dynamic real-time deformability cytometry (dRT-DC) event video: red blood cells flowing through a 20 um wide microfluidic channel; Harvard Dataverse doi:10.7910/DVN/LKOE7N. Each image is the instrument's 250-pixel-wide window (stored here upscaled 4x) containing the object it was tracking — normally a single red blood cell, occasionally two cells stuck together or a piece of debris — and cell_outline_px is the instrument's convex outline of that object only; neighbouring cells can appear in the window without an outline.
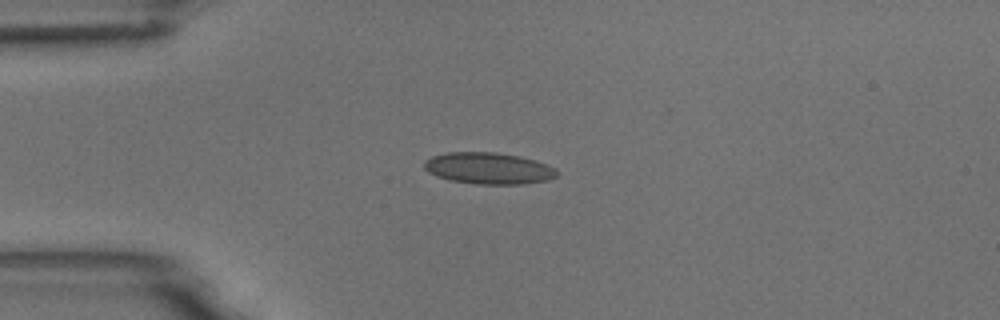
{"species": "common noctule bat (a hibernating species)", "species_latin": "Nyctalus noctula", "temperature_condition": "room temperature", "stored_images_in_passage": 4, "camera_frame_rate_fps": 3000, "um_per_image_px": 0.085, "animal": {"sex": "male", "body_mass_g": 18.8}, "frame": {"image": 1, "passage_image": 3, "time_ms": 0.667, "image_size_px": [1000, 320], "cell_outline_px": [[560, 172], [556, 176], [548, 180], [524, 184], [476, 184], [452, 180], [436, 176], [428, 172], [424, 168], [424, 160], [432, 156], [448, 152], [496, 152], [520, 156], [536, 160], [548, 164], [556, 168]], "centroid_in_image_um": [41.56, 14.3], "position_along_channel_um": 43.4, "area_um2": 24.62}}